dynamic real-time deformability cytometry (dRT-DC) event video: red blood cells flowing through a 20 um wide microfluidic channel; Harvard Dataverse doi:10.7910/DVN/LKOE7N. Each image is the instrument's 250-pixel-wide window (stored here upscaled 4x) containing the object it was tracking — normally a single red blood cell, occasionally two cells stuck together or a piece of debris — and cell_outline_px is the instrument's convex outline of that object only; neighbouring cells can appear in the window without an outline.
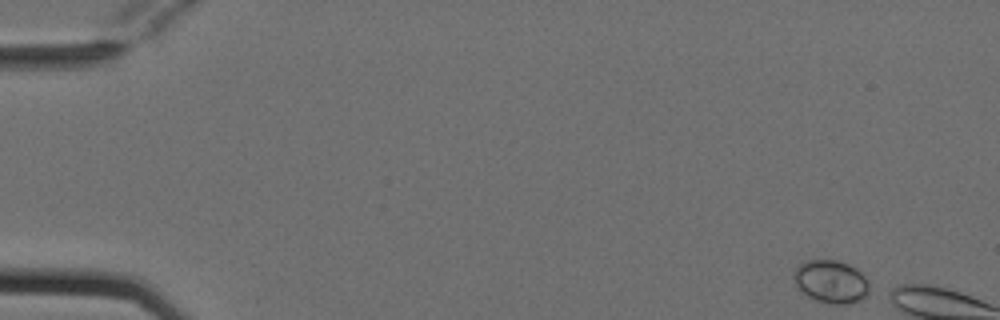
{"species": "Egyptian fruit bat (a non-hibernating species)", "species_latin": "Rousettus aegyptiacus", "temperature_condition": "cold", "stored_images_in_passage": 2, "camera_frame_rate_fps": 3000, "um_per_image_px": 0.085, "animal": {"sex": "female"}, "frame": {"image": 1, "passage_image": 1, "time_ms": 0.0, "image_size_px": [1000, 320], "cell_outline_px": [[876, 292], [872, 296], [864, 300], [852, 304], [828, 304], [816, 300], [808, 296], [796, 284], [792, 276], [796, 268], [800, 264], [808, 260], [836, 260], [848, 264], [856, 268], [868, 280]], "centroid_in_image_um": [70.77, 23.98], "position_along_channel_um": 14.2, "area_um2": 19.59}}